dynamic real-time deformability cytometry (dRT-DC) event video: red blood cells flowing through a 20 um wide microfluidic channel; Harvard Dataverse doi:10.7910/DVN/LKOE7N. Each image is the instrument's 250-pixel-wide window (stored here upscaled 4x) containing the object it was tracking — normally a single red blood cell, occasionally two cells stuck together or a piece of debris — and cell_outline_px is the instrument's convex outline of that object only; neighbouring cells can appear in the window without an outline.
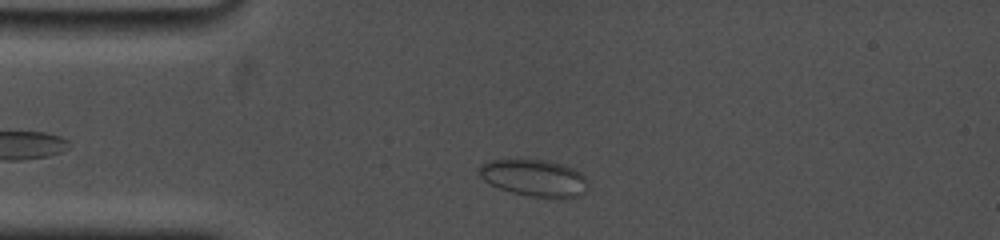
{"species": "common noctule bat (a hibernating species)", "species_latin": "Nyctalus noctula", "temperature_condition": "cold", "stored_images_in_passage": 12, "camera_frame_rate_fps": 5000, "um_per_image_px": 0.085, "animal": {"sex": "female", "body_mass_g": 19.0, "forearm_length_mm": 53.3}, "frame": {"image": 1, "passage_image": 1, "time_ms": 0.0, "image_size_px": [1000, 240], "cell_outline_px": [[588, 188], [580, 196], [560, 200], [532, 196], [512, 192], [500, 188], [484, 180], [476, 172], [480, 164], [492, 160], [548, 160], [564, 164], [580, 172], [588, 180]], "centroid_in_image_um": [45.46, 15.14], "position_along_channel_um": 39.5, "area_um2": 23.76}}
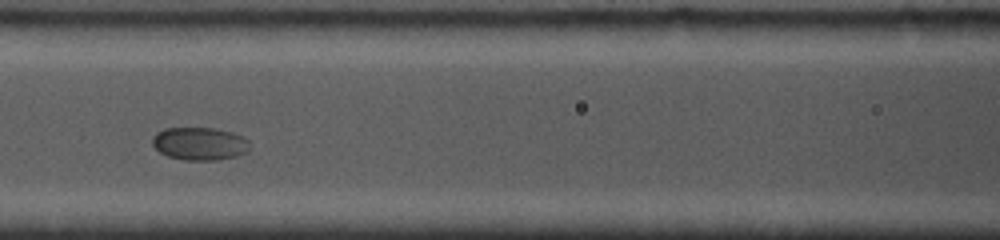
{"frame": {"image": 2, "passage_image": 9, "time_ms": 3.8, "image_size_px": [1000, 240], "cell_outline_px": [[248, 148], [244, 152], [236, 156], [216, 160], [184, 160], [168, 156], [160, 152], [152, 144], [152, 136], [156, 132], [164, 128], [216, 128], [232, 132], [244, 136], [248, 140]], "centroid_in_image_um": [16.94, 12.2], "position_along_channel_um": 149.7, "area_um2": 18.67}}
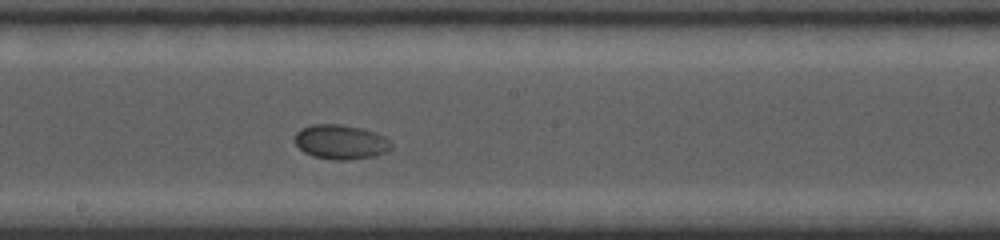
{"frame": {"image": 3, "passage_image": 12, "time_ms": 5.8, "image_size_px": [1000, 240], "cell_outline_px": [[392, 148], [388, 152], [376, 156], [344, 160], [336, 160], [312, 156], [304, 152], [296, 144], [296, 132], [300, 128], [312, 124], [340, 124], [364, 128], [384, 136], [392, 144]], "centroid_in_image_um": [28.99, 12.06], "position_along_channel_um": 219.2, "area_um2": 19.54}}